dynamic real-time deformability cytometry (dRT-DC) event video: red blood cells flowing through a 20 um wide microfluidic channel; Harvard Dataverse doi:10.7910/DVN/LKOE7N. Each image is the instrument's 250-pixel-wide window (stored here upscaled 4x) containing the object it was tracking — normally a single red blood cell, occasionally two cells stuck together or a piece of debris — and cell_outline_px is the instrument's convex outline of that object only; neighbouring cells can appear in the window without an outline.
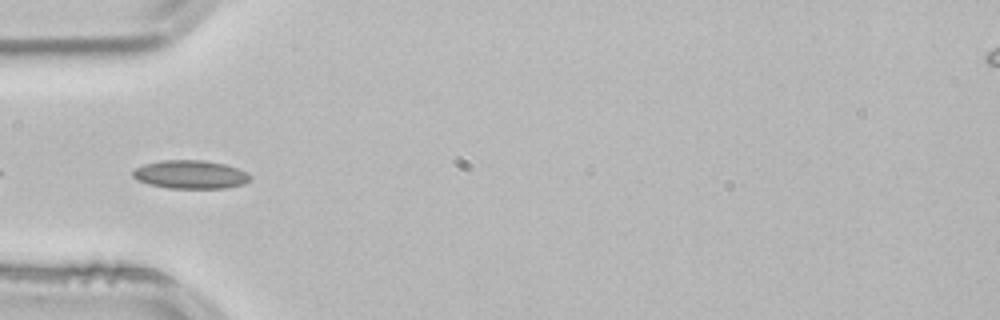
{"species": "common noctule bat (a hibernating species)", "species_latin": "Nyctalus noctula", "temperature_condition": "room temperature", "stored_images_in_passage": 13, "camera_frame_rate_fps": 3000, "um_per_image_px": 0.085, "animal": {"sex": "male", "body_mass_g": 21.5, "forearm_length_mm": 52.0}, "frame": {"image": 1, "passage_image": 6, "time_ms": 1.667, "image_size_px": [1000, 320], "cell_outline_px": [[252, 180], [244, 184], [228, 188], [168, 188], [148, 184], [136, 180], [132, 176], [132, 172], [136, 168], [144, 164], [160, 160], [204, 160], [224, 164], [248, 172], [252, 176]], "centroid_in_image_um": [16.21, 14.84], "position_along_channel_um": 68.8, "area_um2": 19.65}}